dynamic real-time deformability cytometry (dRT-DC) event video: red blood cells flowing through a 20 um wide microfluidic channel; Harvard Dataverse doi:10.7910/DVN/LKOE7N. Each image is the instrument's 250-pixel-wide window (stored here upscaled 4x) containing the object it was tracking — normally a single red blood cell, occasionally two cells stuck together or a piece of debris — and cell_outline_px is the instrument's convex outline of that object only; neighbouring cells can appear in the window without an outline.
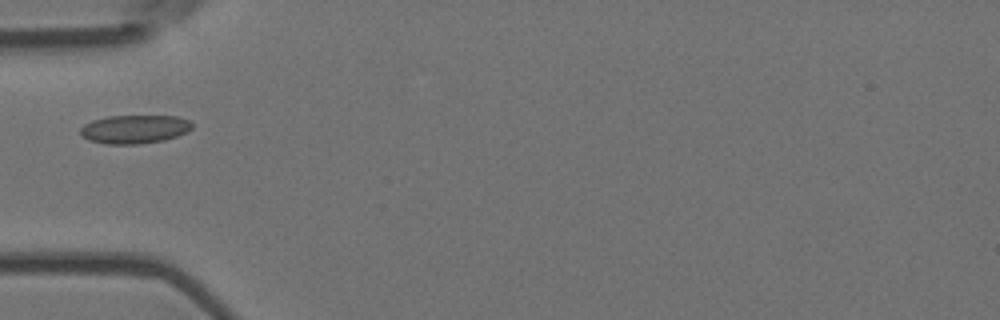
{"species": "Egyptian fruit bat (a non-hibernating species)", "species_latin": "Rousettus aegyptiacus", "temperature_condition": "room temperature", "stored_images_in_passage": 5, "camera_frame_rate_fps": 3000, "um_per_image_px": 0.085, "animal": {"sex": "female"}, "frame": {"image": 1, "passage_image": 4, "time_ms": 1.0, "image_size_px": [1000, 320], "cell_outline_px": [[192, 128], [176, 136], [164, 140], [136, 144], [108, 144], [88, 140], [80, 132], [80, 128], [84, 124], [92, 120], [108, 116], [176, 116], [188, 120], [192, 124]], "centroid_in_image_um": [11.41, 10.97], "position_along_channel_um": 73.6, "area_um2": 18.38}}
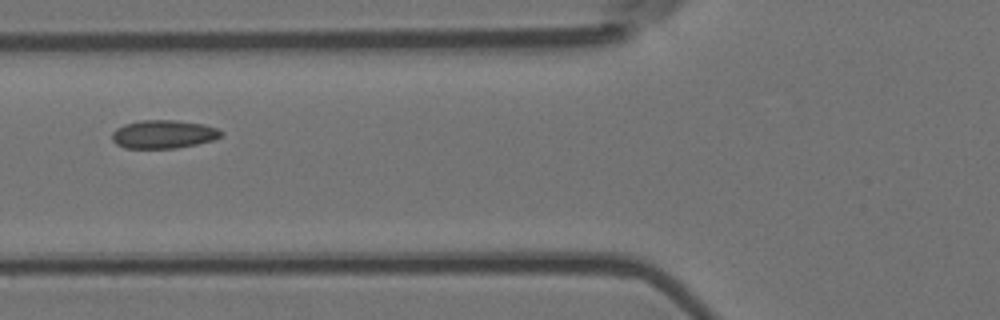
{"frame": {"image": 2, "passage_image": 5, "time_ms": 1.333, "image_size_px": [1000, 320], "cell_outline_px": [[224, 132], [220, 136], [212, 140], [196, 144], [176, 148], [124, 148], [116, 144], [112, 140], [112, 132], [116, 128], [124, 124], [140, 120], [176, 120], [204, 124], [216, 128]], "centroid_in_image_um": [13.86, 11.4], "position_along_channel_um": 111.9, "area_um2": 18.03}}